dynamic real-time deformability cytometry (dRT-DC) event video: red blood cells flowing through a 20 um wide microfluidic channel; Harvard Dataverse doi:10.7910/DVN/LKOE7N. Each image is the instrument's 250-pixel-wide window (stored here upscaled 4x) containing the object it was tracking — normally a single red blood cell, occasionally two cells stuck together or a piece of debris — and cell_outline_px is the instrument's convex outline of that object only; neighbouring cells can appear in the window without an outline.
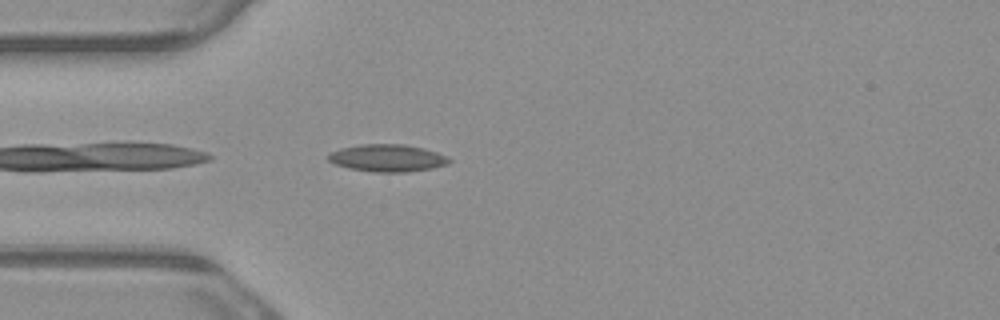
{"species": "common noctule bat (a hibernating species)", "species_latin": "Nyctalus noctula", "temperature_condition": "warm", "stored_images_in_passage": 4, "camera_frame_rate_fps": 3000, "um_per_image_px": 0.085, "animal": {"sex": "male", "body_mass_g": 23.1, "forearm_length_mm": 52.7}, "frame": {"image": 1, "passage_image": 4, "time_ms": 1.0, "image_size_px": [1000, 320], "cell_outline_px": [[452, 160], [448, 164], [432, 168], [408, 172], [372, 172], [348, 168], [336, 164], [328, 160], [328, 156], [332, 152], [340, 148], [360, 144], [404, 144], [424, 148], [448, 156]], "centroid_in_image_um": [32.96, 13.43], "position_along_channel_um": 52.0, "area_um2": 19.31}}